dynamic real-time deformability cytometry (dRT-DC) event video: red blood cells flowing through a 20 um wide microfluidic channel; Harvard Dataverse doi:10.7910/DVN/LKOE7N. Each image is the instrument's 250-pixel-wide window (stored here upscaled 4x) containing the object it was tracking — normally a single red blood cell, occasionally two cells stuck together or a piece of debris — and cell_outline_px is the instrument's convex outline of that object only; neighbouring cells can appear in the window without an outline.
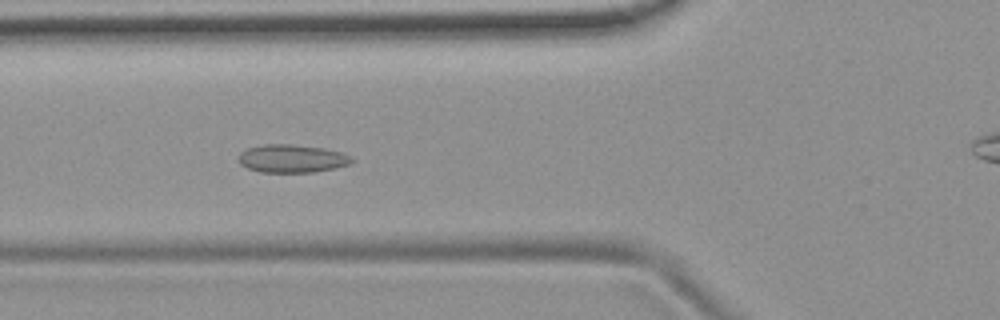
{"species": "common noctule bat (a hibernating species)", "species_latin": "Nyctalus noctula", "temperature_condition": "room temperature", "stored_images_in_passage": 54, "camera_frame_rate_fps": 3000, "um_per_image_px": 0.085, "animal": {"sex": "female", "body_mass_g": 19.9}, "frame": {"image": 1, "passage_image": 19, "time_ms": 6.0, "image_size_px": [1000, 320], "cell_outline_px": [[356, 160], [352, 164], [312, 172], [260, 172], [248, 168], [240, 164], [236, 160], [240, 152], [248, 148], [264, 144], [288, 144], [324, 148], [340, 152], [352, 156]], "centroid_in_image_um": [24.81, 13.48], "position_along_channel_um": 101.0, "area_um2": 18.61}}
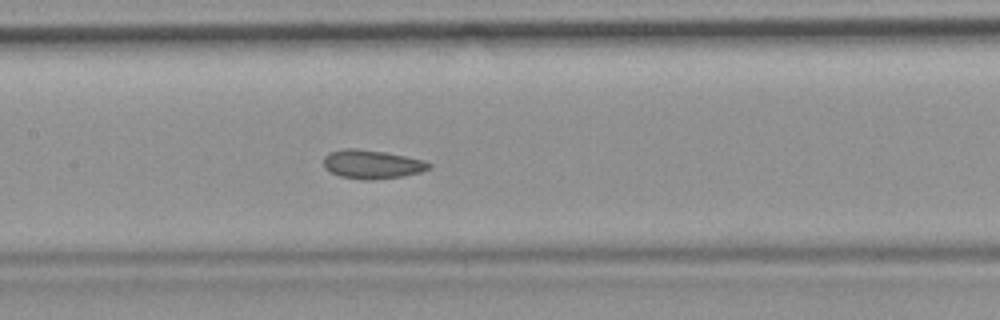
{"frame": {"image": 2, "passage_image": 25, "time_ms": 8.0, "image_size_px": [1000, 320], "cell_outline_px": [[432, 168], [420, 172], [400, 176], [372, 180], [364, 180], [340, 176], [324, 168], [324, 156], [328, 152], [344, 148], [356, 148], [384, 152], [424, 160], [432, 164]], "centroid_in_image_um": [31.6, 13.96], "position_along_channel_um": 175.8, "area_um2": 17.63}}
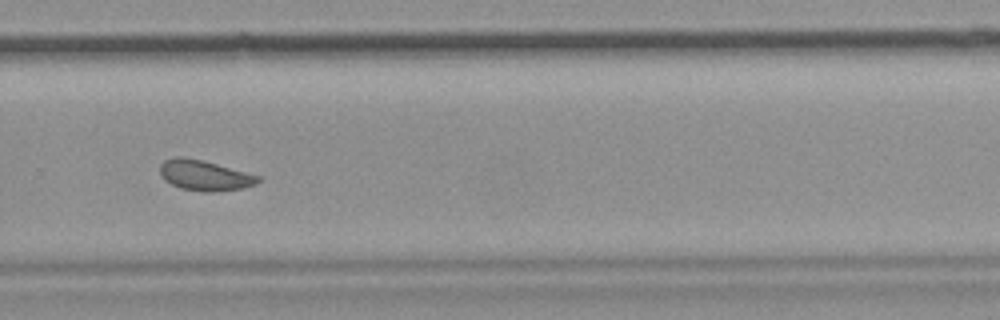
{"frame": {"image": 3, "passage_image": 36, "time_ms": 11.667, "image_size_px": [1000, 320], "cell_outline_px": [[260, 180], [256, 184], [244, 188], [216, 192], [204, 192], [180, 188], [164, 180], [160, 172], [160, 164], [164, 160], [176, 156], [184, 156], [204, 160], [260, 176]], "centroid_in_image_um": [17.38, 14.9], "position_along_channel_um": 312.4, "area_um2": 17.57}, "authors_computed_cell_mechanics": {"area_um2": 18.0336, "velocity_mm_per_s": 3.7489, "shape_relaxation_time_tau1_ms": null, "shape_relaxation_time_tau2_ms": 2.0447, "deformation_change_tau1": null, "deformation_change_tau2": 0.072}}